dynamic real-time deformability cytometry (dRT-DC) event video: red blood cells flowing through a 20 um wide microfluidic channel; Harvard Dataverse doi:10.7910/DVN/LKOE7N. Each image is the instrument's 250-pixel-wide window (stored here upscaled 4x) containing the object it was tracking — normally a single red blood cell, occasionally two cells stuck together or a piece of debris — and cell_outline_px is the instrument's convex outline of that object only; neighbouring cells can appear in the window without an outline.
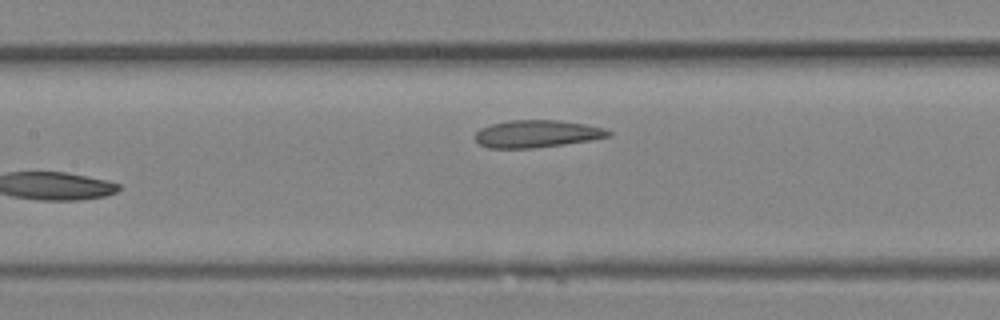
{"species": "Egyptian fruit bat (a non-hibernating species)", "species_latin": "Rousettus aegyptiacus", "temperature_condition": "room temperature", "stored_images_in_passage": 10, "camera_frame_rate_fps": 3000, "um_per_image_px": 0.085, "animal": {"sex": "female"}, "frame": {"image": 1, "passage_image": 10, "time_ms": 3.0, "image_size_px": [1000, 320], "cell_outline_px": [[612, 136], [592, 140], [564, 144], [532, 148], [488, 148], [480, 144], [476, 140], [476, 132], [480, 128], [492, 124], [508, 120], [560, 120], [584, 124], [604, 128], [612, 132]], "centroid_in_image_um": [45.66, 11.37], "position_along_channel_um": 161.7, "area_um2": 21.27}}